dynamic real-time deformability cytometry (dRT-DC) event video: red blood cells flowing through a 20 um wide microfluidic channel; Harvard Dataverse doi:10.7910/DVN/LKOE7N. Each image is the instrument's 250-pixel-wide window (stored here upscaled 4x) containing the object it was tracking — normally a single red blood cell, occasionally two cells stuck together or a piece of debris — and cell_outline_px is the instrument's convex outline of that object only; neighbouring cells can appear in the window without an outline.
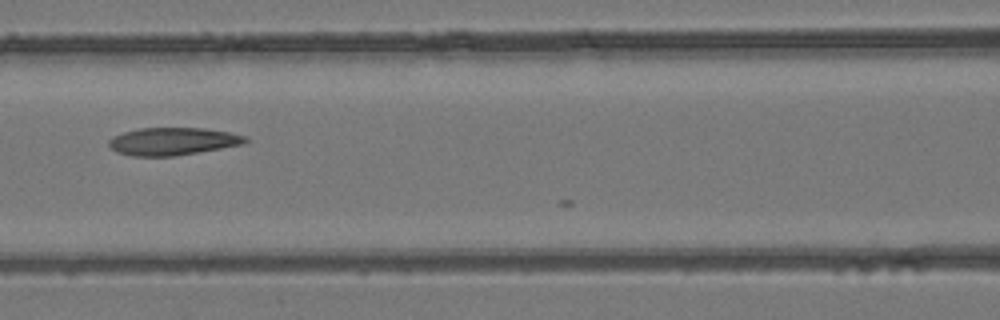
{"species": "common noctule bat (a hibernating species)", "species_latin": "Nyctalus noctula", "temperature_condition": "room temperature", "stored_images_in_passage": 7, "camera_frame_rate_fps": 3000, "um_per_image_px": 0.085, "animal": {"sex": "female", "body_mass_g": 24.6, "forearm_length_mm": 56.2}, "frame": {"image": 1, "passage_image": 6, "time_ms": 1.667, "image_size_px": [1000, 320], "cell_outline_px": [[252, 140], [244, 144], [176, 156], [132, 156], [116, 152], [108, 144], [108, 140], [112, 136], [124, 132], [140, 128], [204, 128], [228, 132], [244, 136]], "centroid_in_image_um": [14.68, 12.02], "position_along_channel_um": 151.9, "area_um2": 22.02}}